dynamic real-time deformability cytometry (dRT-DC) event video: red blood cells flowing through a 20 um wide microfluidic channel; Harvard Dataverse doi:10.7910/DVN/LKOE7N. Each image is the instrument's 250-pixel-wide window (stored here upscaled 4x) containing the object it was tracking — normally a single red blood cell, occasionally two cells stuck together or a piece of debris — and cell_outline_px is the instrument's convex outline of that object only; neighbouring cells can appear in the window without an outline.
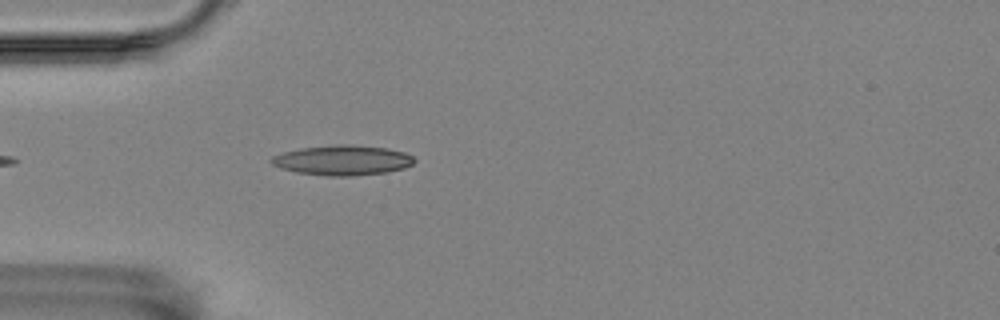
{"species": "Egyptian fruit bat (a non-hibernating species)", "species_latin": "Rousettus aegyptiacus", "temperature_condition": "room temperature", "stored_images_in_passage": 35, "camera_frame_rate_fps": 3000, "um_per_image_px": 0.085, "animal": {"sex": "female"}, "frame": {"image": 1, "passage_image": 2, "time_ms": 0.333, "image_size_px": [1000, 320], "cell_outline_px": [[416, 160], [412, 164], [404, 168], [388, 172], [352, 176], [328, 176], [296, 172], [280, 168], [272, 164], [268, 160], [272, 156], [284, 152], [300, 148], [336, 144], [348, 144], [388, 148], [404, 152], [412, 156]], "centroid_in_image_um": [29.1, 13.62], "position_along_channel_um": 55.9, "area_um2": 25.14}}
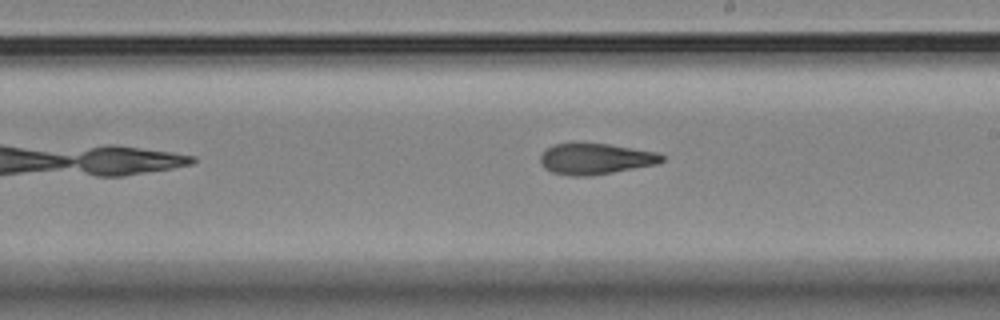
{"frame": {"image": 2, "passage_image": 18, "time_ms": 5.667, "image_size_px": [1000, 320], "cell_outline_px": [[664, 160], [656, 164], [592, 176], [572, 176], [552, 172], [544, 168], [540, 164], [540, 156], [544, 148], [556, 144], [572, 140], [608, 144], [660, 152], [664, 156]], "centroid_in_image_um": [50.57, 13.46], "position_along_channel_um": 238.4, "area_um2": 22.72}}
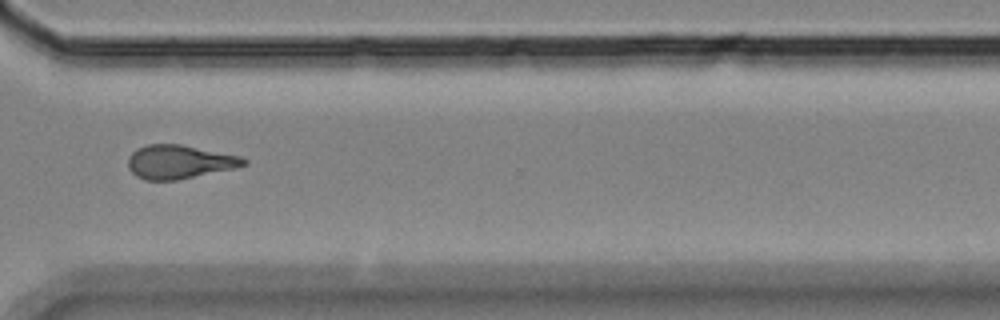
{"frame": {"image": 3, "passage_image": 28, "time_ms": 9.0, "image_size_px": [1000, 320], "cell_outline_px": [[248, 164], [232, 168], [176, 180], [144, 180], [136, 176], [128, 168], [128, 156], [136, 148], [148, 144], [180, 144], [240, 156], [248, 160]], "centroid_in_image_um": [15.19, 13.75], "position_along_channel_um": 355.4, "area_um2": 22.54}, "authors_computed_cell_mechanics": {"area_um2": 22.4842, "velocity_mm_per_s": 3.5107, "shape_relaxation_time_tau1_ms": 8.8774, "shape_relaxation_time_tau2_ms": 5.2903, "deformation_change_tau1": 0.2442, "deformation_change_tau2": 0.1618}}